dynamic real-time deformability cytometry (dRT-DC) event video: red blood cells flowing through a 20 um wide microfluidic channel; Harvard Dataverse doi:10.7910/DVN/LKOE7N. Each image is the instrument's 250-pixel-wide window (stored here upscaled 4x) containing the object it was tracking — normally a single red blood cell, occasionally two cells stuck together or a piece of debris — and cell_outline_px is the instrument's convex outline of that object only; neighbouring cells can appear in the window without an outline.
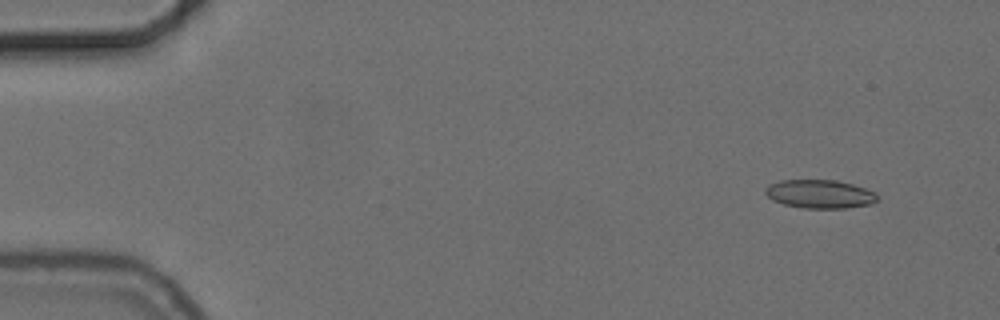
{"species": "common noctule bat (a hibernating species)", "species_latin": "Nyctalus noctula", "temperature_condition": "cold", "stored_images_in_passage": 53, "camera_frame_rate_fps": 3000, "um_per_image_px": 0.085, "animal": {"sex": "female", "body_mass_g": 24.6, "forearm_length_mm": 56.2}, "frame": {"image": 1, "passage_image": 2, "time_ms": 0.333, "image_size_px": [1000, 320], "cell_outline_px": [[880, 196], [872, 204], [844, 208], [804, 208], [784, 204], [772, 200], [764, 192], [764, 188], [768, 184], [780, 180], [836, 180], [852, 184], [876, 192]], "centroid_in_image_um": [69.68, 16.49], "position_along_channel_um": 15.3, "area_um2": 18.73}}
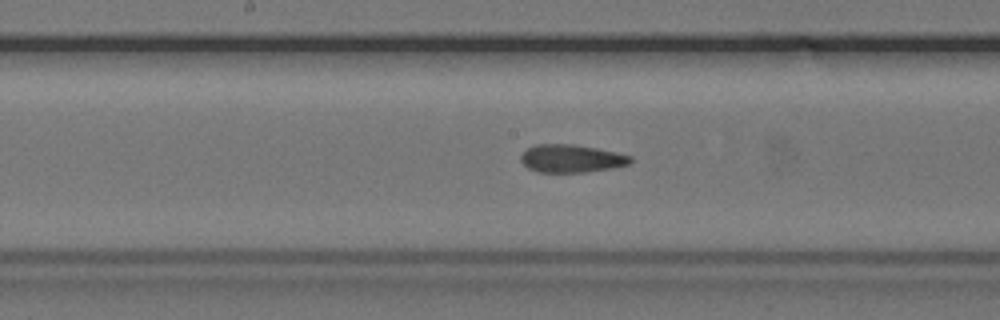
{"frame": {"image": 2, "passage_image": 26, "time_ms": 8.333, "image_size_px": [1000, 320], "cell_outline_px": [[632, 160], [628, 164], [612, 168], [584, 172], [540, 172], [528, 168], [520, 160], [520, 156], [528, 148], [536, 144], [572, 144], [596, 148], [616, 152], [632, 156]], "centroid_in_image_um": [48.56, 13.47], "position_along_channel_um": 199.6, "area_um2": 17.69}}
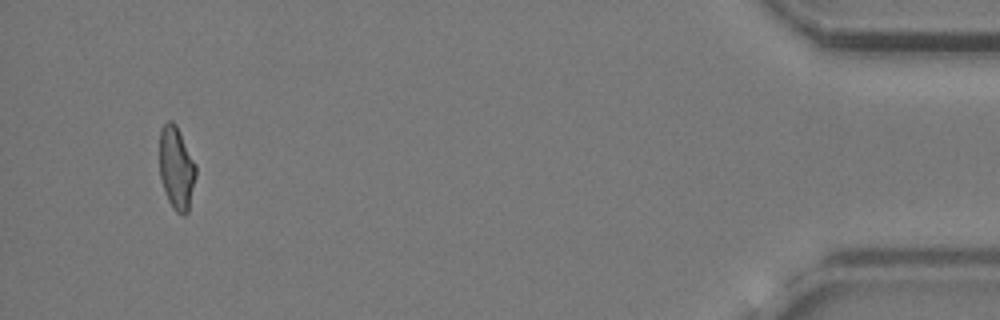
{"frame": {"image": 3, "passage_image": 50, "time_ms": 16.333, "image_size_px": [1000, 320], "cell_outline_px": [[196, 176], [188, 212], [184, 216], [176, 212], [172, 208], [168, 200], [160, 176], [160, 128], [168, 120], [172, 120], [176, 124], [196, 164]], "centroid_in_image_um": [15.0, 14.28], "position_along_channel_um": 420.2, "area_um2": 17.63}, "authors_computed_cell_mechanics": {"area_um2": 18.2648, "velocity_mm_per_s": 3.7167, "shape_relaxation_time_tau1_ms": null, "shape_relaxation_time_tau2_ms": 2.4496, "deformation_change_tau1": null, "deformation_change_tau2": 0.1124}}